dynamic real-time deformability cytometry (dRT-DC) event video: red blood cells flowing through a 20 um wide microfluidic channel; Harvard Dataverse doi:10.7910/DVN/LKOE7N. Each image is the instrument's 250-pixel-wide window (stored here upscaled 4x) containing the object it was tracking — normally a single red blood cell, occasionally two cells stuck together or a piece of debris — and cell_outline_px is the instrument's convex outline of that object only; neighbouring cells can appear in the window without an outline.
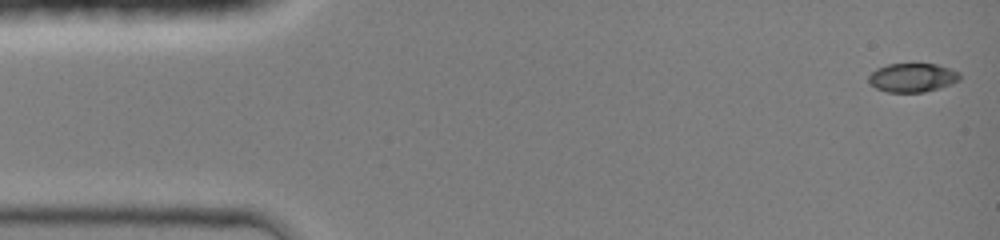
{"species": "common noctule bat (a hibernating species)", "species_latin": "Nyctalus noctula", "temperature_condition": "room temperature", "stored_images_in_passage": 44, "camera_frame_rate_fps": 3000, "um_per_image_px": 0.085, "animal": {"sex": "female", "body_mass_g": 19.0, "forearm_length_mm": 51.5}, "frame": {"image": 1, "passage_image": 1, "time_ms": 0.0, "image_size_px": [1000, 240], "cell_outline_px": [[960, 80], [952, 84], [940, 88], [924, 92], [888, 92], [876, 88], [868, 80], [868, 76], [876, 68], [888, 64], [936, 64], [960, 72]], "centroid_in_image_um": [77.57, 6.6], "position_along_channel_um": 7.4, "area_um2": 15.32}}
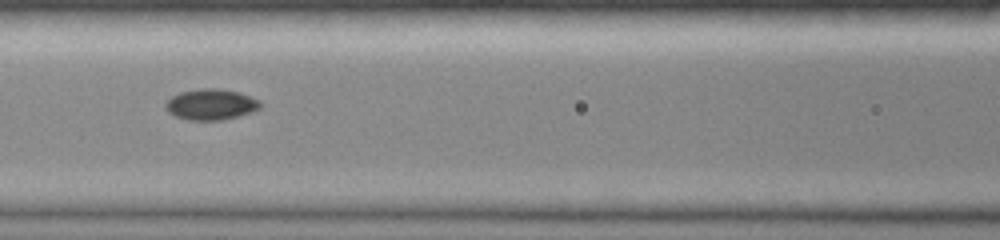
{"frame": {"image": 2, "passage_image": 19, "time_ms": 6.0, "image_size_px": [1000, 240], "cell_outline_px": [[264, 104], [260, 108], [252, 112], [224, 120], [188, 120], [176, 116], [168, 112], [164, 108], [164, 104], [172, 96], [180, 92], [200, 88], [216, 88], [236, 92], [260, 100]], "centroid_in_image_um": [17.93, 8.88], "position_along_channel_um": 148.7, "area_um2": 17.11}}
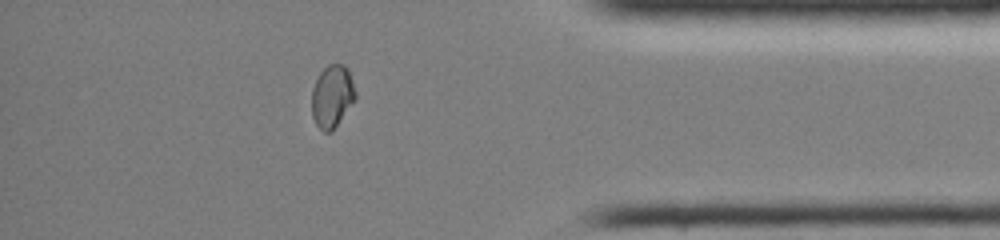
{"frame": {"image": 3, "passage_image": 38, "time_ms": 12.333, "image_size_px": [1000, 240], "cell_outline_px": [[356, 100], [332, 132], [324, 132], [316, 124], [312, 116], [312, 88], [320, 72], [328, 64], [344, 64], [348, 68], [356, 92]], "centroid_in_image_um": [28.25, 8.19], "position_along_channel_um": 407.0, "area_um2": 16.13}, "authors_computed_cell_mechanics": {"area_um2": 16.1551, "velocity_mm_per_s": 4.3302, "shape_relaxation_time_tau1_ms": null, "shape_relaxation_time_tau2_ms": 1.2927, "deformation_change_tau1": null, "deformation_change_tau2": 0.0255}}